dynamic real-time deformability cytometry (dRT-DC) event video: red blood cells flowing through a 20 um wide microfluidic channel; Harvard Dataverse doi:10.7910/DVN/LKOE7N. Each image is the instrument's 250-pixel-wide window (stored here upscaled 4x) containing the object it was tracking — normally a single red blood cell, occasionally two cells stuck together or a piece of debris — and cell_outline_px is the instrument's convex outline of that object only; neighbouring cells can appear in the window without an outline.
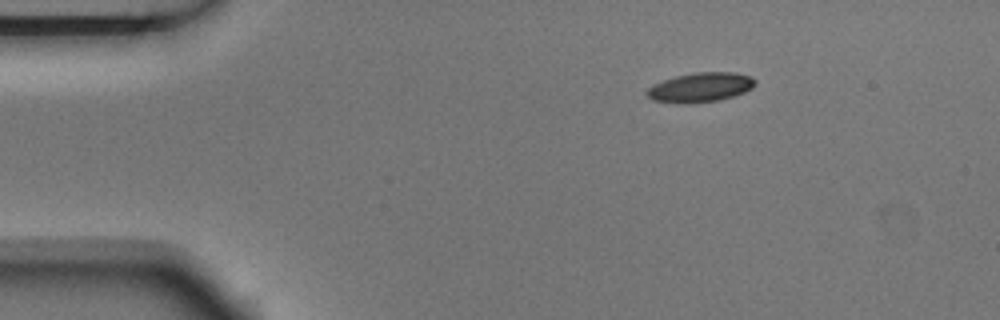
{"species": "Egyptian fruit bat (a non-hibernating species)", "species_latin": "Rousettus aegyptiacus", "temperature_condition": "room temperature", "stored_images_in_passage": 3, "camera_frame_rate_fps": 3000, "um_per_image_px": 0.085, "animal": {"sex": "male"}, "frame": {"image": 1, "passage_image": 1, "time_ms": 0.0, "image_size_px": [1000, 320], "cell_outline_px": [[756, 84], [752, 88], [744, 92], [720, 100], [688, 104], [680, 104], [652, 100], [644, 92], [652, 84], [676, 76], [696, 72], [732, 72], [752, 76], [756, 80]], "centroid_in_image_um": [59.52, 7.43], "position_along_channel_um": 25.5, "area_um2": 18.79}}